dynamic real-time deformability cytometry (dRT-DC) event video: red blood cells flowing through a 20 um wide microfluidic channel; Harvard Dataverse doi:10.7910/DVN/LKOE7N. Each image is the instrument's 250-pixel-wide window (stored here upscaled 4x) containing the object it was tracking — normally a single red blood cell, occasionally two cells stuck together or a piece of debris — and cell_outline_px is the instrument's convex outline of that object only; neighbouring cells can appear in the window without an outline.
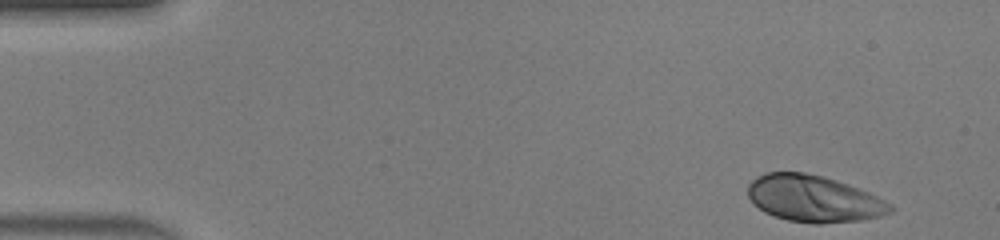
{"species": "human", "species_latin": "Homo sapiens", "temperature_condition": "warm", "stored_images_in_passage": 45, "camera_frame_rate_fps": 3000, "um_per_image_px": 0.085, "donor": {"sex": "male"}, "frame": {"image": 1, "passage_image": 1, "time_ms": 0.0, "image_size_px": [1000, 240], "cell_outline_px": [[896, 208], [892, 212], [880, 216], [860, 220], [820, 224], [812, 224], [788, 220], [764, 212], [752, 204], [748, 196], [748, 184], [756, 176], [764, 172], [804, 172], [836, 180], [860, 188], [892, 204]], "centroid_in_image_um": [69.16, 16.89], "position_along_channel_um": 15.8, "area_um2": 38.96}}
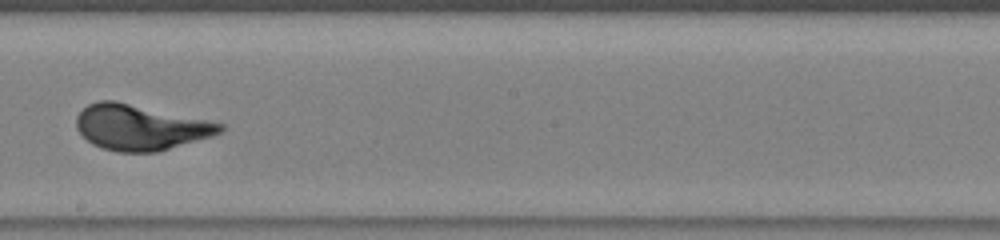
{"frame": {"image": 2, "passage_image": 25, "time_ms": 8.0, "image_size_px": [1000, 240], "cell_outline_px": [[224, 128], [220, 132], [212, 136], [156, 152], [116, 152], [100, 148], [92, 144], [76, 128], [76, 116], [88, 104], [100, 100], [116, 100], [224, 124]], "centroid_in_image_um": [11.88, 10.82], "position_along_channel_um": 236.3, "area_um2": 37.86}}
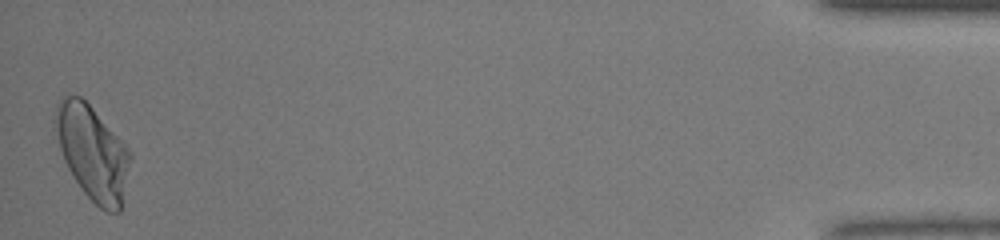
{"frame": {"image": 3, "passage_image": 45, "time_ms": 14.667, "image_size_px": [1000, 240], "cell_outline_px": [[132, 156], [120, 212], [108, 212], [100, 208], [84, 192], [68, 168], [64, 160], [52, 124], [56, 104], [64, 96], [80, 96], [92, 108], [132, 152]], "centroid_in_image_um": [7.85, 12.96], "position_along_channel_um": 427.4, "area_um2": 40.86}, "authors_computed_cell_mechanics": {"area_um2": 37.6278, "velocity_mm_per_s": 4.2308, "shape_relaxation_time_tau1_ms": 3.0396, "shape_relaxation_time_tau2_ms": null, "deformation_change_tau1": 0.2028, "deformation_change_tau2": null}}